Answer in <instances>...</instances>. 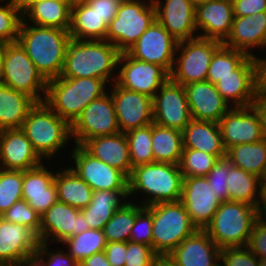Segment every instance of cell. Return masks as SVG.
I'll list each match as a JSON object with an SVG mask.
<instances>
[{
	"instance_id": "cb8c5ba5",
	"label": "cell",
	"mask_w": 266,
	"mask_h": 266,
	"mask_svg": "<svg viewBox=\"0 0 266 266\" xmlns=\"http://www.w3.org/2000/svg\"><path fill=\"white\" fill-rule=\"evenodd\" d=\"M220 250L205 230H196L165 258L174 266H219Z\"/></svg>"
},
{
	"instance_id": "5bb4252c",
	"label": "cell",
	"mask_w": 266,
	"mask_h": 266,
	"mask_svg": "<svg viewBox=\"0 0 266 266\" xmlns=\"http://www.w3.org/2000/svg\"><path fill=\"white\" fill-rule=\"evenodd\" d=\"M118 68L115 81L118 86L151 98L169 79L161 66L134 59L127 52L120 54Z\"/></svg>"
},
{
	"instance_id": "a7ac6f4b",
	"label": "cell",
	"mask_w": 266,
	"mask_h": 266,
	"mask_svg": "<svg viewBox=\"0 0 266 266\" xmlns=\"http://www.w3.org/2000/svg\"><path fill=\"white\" fill-rule=\"evenodd\" d=\"M259 266H266V259H259Z\"/></svg>"
},
{
	"instance_id": "f35d334b",
	"label": "cell",
	"mask_w": 266,
	"mask_h": 266,
	"mask_svg": "<svg viewBox=\"0 0 266 266\" xmlns=\"http://www.w3.org/2000/svg\"><path fill=\"white\" fill-rule=\"evenodd\" d=\"M133 198L118 208L113 217L105 224L102 231L107 242H128L136 215L145 207ZM135 203V204H134Z\"/></svg>"
},
{
	"instance_id": "83f0119b",
	"label": "cell",
	"mask_w": 266,
	"mask_h": 266,
	"mask_svg": "<svg viewBox=\"0 0 266 266\" xmlns=\"http://www.w3.org/2000/svg\"><path fill=\"white\" fill-rule=\"evenodd\" d=\"M55 173L44 162L23 171L22 199L40 215L58 201Z\"/></svg>"
},
{
	"instance_id": "03108f58",
	"label": "cell",
	"mask_w": 266,
	"mask_h": 266,
	"mask_svg": "<svg viewBox=\"0 0 266 266\" xmlns=\"http://www.w3.org/2000/svg\"><path fill=\"white\" fill-rule=\"evenodd\" d=\"M261 216L266 220V208H260Z\"/></svg>"
},
{
	"instance_id": "db71d44e",
	"label": "cell",
	"mask_w": 266,
	"mask_h": 266,
	"mask_svg": "<svg viewBox=\"0 0 266 266\" xmlns=\"http://www.w3.org/2000/svg\"><path fill=\"white\" fill-rule=\"evenodd\" d=\"M108 26L116 16L122 0H84Z\"/></svg>"
},
{
	"instance_id": "7bdbcfd3",
	"label": "cell",
	"mask_w": 266,
	"mask_h": 266,
	"mask_svg": "<svg viewBox=\"0 0 266 266\" xmlns=\"http://www.w3.org/2000/svg\"><path fill=\"white\" fill-rule=\"evenodd\" d=\"M21 21L20 1L0 0V43L17 42Z\"/></svg>"
},
{
	"instance_id": "277c9868",
	"label": "cell",
	"mask_w": 266,
	"mask_h": 266,
	"mask_svg": "<svg viewBox=\"0 0 266 266\" xmlns=\"http://www.w3.org/2000/svg\"><path fill=\"white\" fill-rule=\"evenodd\" d=\"M104 80L91 77H57L47 82L44 102L70 125L92 101L108 92Z\"/></svg>"
},
{
	"instance_id": "60d3db41",
	"label": "cell",
	"mask_w": 266,
	"mask_h": 266,
	"mask_svg": "<svg viewBox=\"0 0 266 266\" xmlns=\"http://www.w3.org/2000/svg\"><path fill=\"white\" fill-rule=\"evenodd\" d=\"M248 57L246 53L228 48L222 44L213 54L208 69L207 81L216 84L218 78L234 75V71Z\"/></svg>"
},
{
	"instance_id": "ab89813d",
	"label": "cell",
	"mask_w": 266,
	"mask_h": 266,
	"mask_svg": "<svg viewBox=\"0 0 266 266\" xmlns=\"http://www.w3.org/2000/svg\"><path fill=\"white\" fill-rule=\"evenodd\" d=\"M102 230L89 229L66 239L62 245H67V252L80 264L87 257L104 251L107 245Z\"/></svg>"
},
{
	"instance_id": "ffe728a7",
	"label": "cell",
	"mask_w": 266,
	"mask_h": 266,
	"mask_svg": "<svg viewBox=\"0 0 266 266\" xmlns=\"http://www.w3.org/2000/svg\"><path fill=\"white\" fill-rule=\"evenodd\" d=\"M180 201L198 230L210 224L221 203L205 176L184 177Z\"/></svg>"
},
{
	"instance_id": "8fae6325",
	"label": "cell",
	"mask_w": 266,
	"mask_h": 266,
	"mask_svg": "<svg viewBox=\"0 0 266 266\" xmlns=\"http://www.w3.org/2000/svg\"><path fill=\"white\" fill-rule=\"evenodd\" d=\"M225 149L243 143H256L266 138V119L257 103L233 107L218 122Z\"/></svg>"
},
{
	"instance_id": "f546056e",
	"label": "cell",
	"mask_w": 266,
	"mask_h": 266,
	"mask_svg": "<svg viewBox=\"0 0 266 266\" xmlns=\"http://www.w3.org/2000/svg\"><path fill=\"white\" fill-rule=\"evenodd\" d=\"M22 6V20L41 27H55L69 30L71 6L75 2L56 0H19Z\"/></svg>"
},
{
	"instance_id": "6da1fadb",
	"label": "cell",
	"mask_w": 266,
	"mask_h": 266,
	"mask_svg": "<svg viewBox=\"0 0 266 266\" xmlns=\"http://www.w3.org/2000/svg\"><path fill=\"white\" fill-rule=\"evenodd\" d=\"M120 54L121 52L106 40L71 39L60 77H91L113 84L117 78Z\"/></svg>"
},
{
	"instance_id": "e575fe53",
	"label": "cell",
	"mask_w": 266,
	"mask_h": 266,
	"mask_svg": "<svg viewBox=\"0 0 266 266\" xmlns=\"http://www.w3.org/2000/svg\"><path fill=\"white\" fill-rule=\"evenodd\" d=\"M59 170H56L54 179L58 201L77 209L87 207L91 202L93 189L70 166Z\"/></svg>"
},
{
	"instance_id": "b9f144b4",
	"label": "cell",
	"mask_w": 266,
	"mask_h": 266,
	"mask_svg": "<svg viewBox=\"0 0 266 266\" xmlns=\"http://www.w3.org/2000/svg\"><path fill=\"white\" fill-rule=\"evenodd\" d=\"M132 168L154 162L152 124L125 132Z\"/></svg>"
},
{
	"instance_id": "5b68a950",
	"label": "cell",
	"mask_w": 266,
	"mask_h": 266,
	"mask_svg": "<svg viewBox=\"0 0 266 266\" xmlns=\"http://www.w3.org/2000/svg\"><path fill=\"white\" fill-rule=\"evenodd\" d=\"M21 129L43 161L55 159L58 151L72 141L71 125L44 101L36 102L30 108Z\"/></svg>"
},
{
	"instance_id": "836d02e7",
	"label": "cell",
	"mask_w": 266,
	"mask_h": 266,
	"mask_svg": "<svg viewBox=\"0 0 266 266\" xmlns=\"http://www.w3.org/2000/svg\"><path fill=\"white\" fill-rule=\"evenodd\" d=\"M35 103L30 96L0 83V131L20 129Z\"/></svg>"
},
{
	"instance_id": "6125c7cd",
	"label": "cell",
	"mask_w": 266,
	"mask_h": 266,
	"mask_svg": "<svg viewBox=\"0 0 266 266\" xmlns=\"http://www.w3.org/2000/svg\"><path fill=\"white\" fill-rule=\"evenodd\" d=\"M260 208H266V176L262 179V200Z\"/></svg>"
},
{
	"instance_id": "8992f818",
	"label": "cell",
	"mask_w": 266,
	"mask_h": 266,
	"mask_svg": "<svg viewBox=\"0 0 266 266\" xmlns=\"http://www.w3.org/2000/svg\"><path fill=\"white\" fill-rule=\"evenodd\" d=\"M261 211L252 205L236 202H221L210 224L204 229L221 248L245 247Z\"/></svg>"
},
{
	"instance_id": "bcb514c9",
	"label": "cell",
	"mask_w": 266,
	"mask_h": 266,
	"mask_svg": "<svg viewBox=\"0 0 266 266\" xmlns=\"http://www.w3.org/2000/svg\"><path fill=\"white\" fill-rule=\"evenodd\" d=\"M1 217L10 223L29 227L38 235L40 241L41 215L27 201H17Z\"/></svg>"
},
{
	"instance_id": "9a60e30c",
	"label": "cell",
	"mask_w": 266,
	"mask_h": 266,
	"mask_svg": "<svg viewBox=\"0 0 266 266\" xmlns=\"http://www.w3.org/2000/svg\"><path fill=\"white\" fill-rule=\"evenodd\" d=\"M215 86L231 108L257 104L259 100L257 58L249 56L234 71V75L218 78Z\"/></svg>"
},
{
	"instance_id": "ac0fdd59",
	"label": "cell",
	"mask_w": 266,
	"mask_h": 266,
	"mask_svg": "<svg viewBox=\"0 0 266 266\" xmlns=\"http://www.w3.org/2000/svg\"><path fill=\"white\" fill-rule=\"evenodd\" d=\"M89 229L80 209L57 201L41 215L40 242L62 244L69 237Z\"/></svg>"
},
{
	"instance_id": "d590c367",
	"label": "cell",
	"mask_w": 266,
	"mask_h": 266,
	"mask_svg": "<svg viewBox=\"0 0 266 266\" xmlns=\"http://www.w3.org/2000/svg\"><path fill=\"white\" fill-rule=\"evenodd\" d=\"M229 201L246 203L260 210L262 179L233 166L228 173Z\"/></svg>"
},
{
	"instance_id": "52a82bcc",
	"label": "cell",
	"mask_w": 266,
	"mask_h": 266,
	"mask_svg": "<svg viewBox=\"0 0 266 266\" xmlns=\"http://www.w3.org/2000/svg\"><path fill=\"white\" fill-rule=\"evenodd\" d=\"M146 207L152 212V249L161 258L198 230L181 201L160 202Z\"/></svg>"
},
{
	"instance_id": "8d00e7d4",
	"label": "cell",
	"mask_w": 266,
	"mask_h": 266,
	"mask_svg": "<svg viewBox=\"0 0 266 266\" xmlns=\"http://www.w3.org/2000/svg\"><path fill=\"white\" fill-rule=\"evenodd\" d=\"M233 166L263 179L266 176V138L256 143L233 145L226 150Z\"/></svg>"
},
{
	"instance_id": "603a6c76",
	"label": "cell",
	"mask_w": 266,
	"mask_h": 266,
	"mask_svg": "<svg viewBox=\"0 0 266 266\" xmlns=\"http://www.w3.org/2000/svg\"><path fill=\"white\" fill-rule=\"evenodd\" d=\"M39 243L38 235L29 227L10 223L0 216V266H13L35 254Z\"/></svg>"
},
{
	"instance_id": "7dc6e473",
	"label": "cell",
	"mask_w": 266,
	"mask_h": 266,
	"mask_svg": "<svg viewBox=\"0 0 266 266\" xmlns=\"http://www.w3.org/2000/svg\"><path fill=\"white\" fill-rule=\"evenodd\" d=\"M233 167V164L227 159V157L218 159L211 171L205 176L208 184L211 185L216 196L221 202L229 201L228 190V173Z\"/></svg>"
},
{
	"instance_id": "7c38bea8",
	"label": "cell",
	"mask_w": 266,
	"mask_h": 266,
	"mask_svg": "<svg viewBox=\"0 0 266 266\" xmlns=\"http://www.w3.org/2000/svg\"><path fill=\"white\" fill-rule=\"evenodd\" d=\"M119 132L115 105L108 92L90 102L71 124L73 145L82 146L91 138Z\"/></svg>"
},
{
	"instance_id": "d6986e66",
	"label": "cell",
	"mask_w": 266,
	"mask_h": 266,
	"mask_svg": "<svg viewBox=\"0 0 266 266\" xmlns=\"http://www.w3.org/2000/svg\"><path fill=\"white\" fill-rule=\"evenodd\" d=\"M108 87L115 105L120 132L125 133L153 123V98L122 88L115 82Z\"/></svg>"
},
{
	"instance_id": "680465c9",
	"label": "cell",
	"mask_w": 266,
	"mask_h": 266,
	"mask_svg": "<svg viewBox=\"0 0 266 266\" xmlns=\"http://www.w3.org/2000/svg\"><path fill=\"white\" fill-rule=\"evenodd\" d=\"M258 61V78H259V90H266V56L257 57Z\"/></svg>"
},
{
	"instance_id": "484cf974",
	"label": "cell",
	"mask_w": 266,
	"mask_h": 266,
	"mask_svg": "<svg viewBox=\"0 0 266 266\" xmlns=\"http://www.w3.org/2000/svg\"><path fill=\"white\" fill-rule=\"evenodd\" d=\"M189 104L191 117L194 120L218 123L231 109L223 99L215 84L201 81L192 82L184 86Z\"/></svg>"
},
{
	"instance_id": "ee69618b",
	"label": "cell",
	"mask_w": 266,
	"mask_h": 266,
	"mask_svg": "<svg viewBox=\"0 0 266 266\" xmlns=\"http://www.w3.org/2000/svg\"><path fill=\"white\" fill-rule=\"evenodd\" d=\"M22 170L0 169V216L22 200Z\"/></svg>"
},
{
	"instance_id": "f907efd6",
	"label": "cell",
	"mask_w": 266,
	"mask_h": 266,
	"mask_svg": "<svg viewBox=\"0 0 266 266\" xmlns=\"http://www.w3.org/2000/svg\"><path fill=\"white\" fill-rule=\"evenodd\" d=\"M152 212L145 206L137 215L129 241L143 243L152 247Z\"/></svg>"
},
{
	"instance_id": "4fadbf2b",
	"label": "cell",
	"mask_w": 266,
	"mask_h": 266,
	"mask_svg": "<svg viewBox=\"0 0 266 266\" xmlns=\"http://www.w3.org/2000/svg\"><path fill=\"white\" fill-rule=\"evenodd\" d=\"M70 167L93 191L128 190V177L116 168L93 157L82 146L74 145L70 151Z\"/></svg>"
},
{
	"instance_id": "7a4b0ae2",
	"label": "cell",
	"mask_w": 266,
	"mask_h": 266,
	"mask_svg": "<svg viewBox=\"0 0 266 266\" xmlns=\"http://www.w3.org/2000/svg\"><path fill=\"white\" fill-rule=\"evenodd\" d=\"M70 40L69 30L36 26L23 20L17 38V42L47 81L60 77Z\"/></svg>"
},
{
	"instance_id": "74e56055",
	"label": "cell",
	"mask_w": 266,
	"mask_h": 266,
	"mask_svg": "<svg viewBox=\"0 0 266 266\" xmlns=\"http://www.w3.org/2000/svg\"><path fill=\"white\" fill-rule=\"evenodd\" d=\"M154 162L179 165L183 153V135L180 130L152 123Z\"/></svg>"
},
{
	"instance_id": "c3c4849f",
	"label": "cell",
	"mask_w": 266,
	"mask_h": 266,
	"mask_svg": "<svg viewBox=\"0 0 266 266\" xmlns=\"http://www.w3.org/2000/svg\"><path fill=\"white\" fill-rule=\"evenodd\" d=\"M161 257L143 243L128 241L125 266H155Z\"/></svg>"
},
{
	"instance_id": "44dd1931",
	"label": "cell",
	"mask_w": 266,
	"mask_h": 266,
	"mask_svg": "<svg viewBox=\"0 0 266 266\" xmlns=\"http://www.w3.org/2000/svg\"><path fill=\"white\" fill-rule=\"evenodd\" d=\"M156 20L178 42L198 37L195 4L191 0H152Z\"/></svg>"
},
{
	"instance_id": "f6af8a7d",
	"label": "cell",
	"mask_w": 266,
	"mask_h": 266,
	"mask_svg": "<svg viewBox=\"0 0 266 266\" xmlns=\"http://www.w3.org/2000/svg\"><path fill=\"white\" fill-rule=\"evenodd\" d=\"M218 158L196 149H183L179 163L183 177L206 176L214 167Z\"/></svg>"
},
{
	"instance_id": "3957f363",
	"label": "cell",
	"mask_w": 266,
	"mask_h": 266,
	"mask_svg": "<svg viewBox=\"0 0 266 266\" xmlns=\"http://www.w3.org/2000/svg\"><path fill=\"white\" fill-rule=\"evenodd\" d=\"M183 179L179 165L153 162L135 166L128 178L129 198L141 194L142 206L180 201Z\"/></svg>"
},
{
	"instance_id": "9f6ffc18",
	"label": "cell",
	"mask_w": 266,
	"mask_h": 266,
	"mask_svg": "<svg viewBox=\"0 0 266 266\" xmlns=\"http://www.w3.org/2000/svg\"><path fill=\"white\" fill-rule=\"evenodd\" d=\"M104 252L111 266H125L127 242H108Z\"/></svg>"
},
{
	"instance_id": "11a10c76",
	"label": "cell",
	"mask_w": 266,
	"mask_h": 266,
	"mask_svg": "<svg viewBox=\"0 0 266 266\" xmlns=\"http://www.w3.org/2000/svg\"><path fill=\"white\" fill-rule=\"evenodd\" d=\"M234 16H249L266 11V0H232Z\"/></svg>"
},
{
	"instance_id": "003e7915",
	"label": "cell",
	"mask_w": 266,
	"mask_h": 266,
	"mask_svg": "<svg viewBox=\"0 0 266 266\" xmlns=\"http://www.w3.org/2000/svg\"><path fill=\"white\" fill-rule=\"evenodd\" d=\"M195 5H198L203 2H207L208 0H191Z\"/></svg>"
},
{
	"instance_id": "681fc988",
	"label": "cell",
	"mask_w": 266,
	"mask_h": 266,
	"mask_svg": "<svg viewBox=\"0 0 266 266\" xmlns=\"http://www.w3.org/2000/svg\"><path fill=\"white\" fill-rule=\"evenodd\" d=\"M219 266H259V258L245 247H225L220 250Z\"/></svg>"
},
{
	"instance_id": "89a4df30",
	"label": "cell",
	"mask_w": 266,
	"mask_h": 266,
	"mask_svg": "<svg viewBox=\"0 0 266 266\" xmlns=\"http://www.w3.org/2000/svg\"><path fill=\"white\" fill-rule=\"evenodd\" d=\"M56 1H62V2H75L76 0H56Z\"/></svg>"
},
{
	"instance_id": "7402d4cb",
	"label": "cell",
	"mask_w": 266,
	"mask_h": 266,
	"mask_svg": "<svg viewBox=\"0 0 266 266\" xmlns=\"http://www.w3.org/2000/svg\"><path fill=\"white\" fill-rule=\"evenodd\" d=\"M234 17L232 0H208L196 5L198 36L223 43L230 35Z\"/></svg>"
},
{
	"instance_id": "9c48e42d",
	"label": "cell",
	"mask_w": 266,
	"mask_h": 266,
	"mask_svg": "<svg viewBox=\"0 0 266 266\" xmlns=\"http://www.w3.org/2000/svg\"><path fill=\"white\" fill-rule=\"evenodd\" d=\"M221 41L195 37L179 41L169 78L180 85L207 80L213 54Z\"/></svg>"
},
{
	"instance_id": "ba28073f",
	"label": "cell",
	"mask_w": 266,
	"mask_h": 266,
	"mask_svg": "<svg viewBox=\"0 0 266 266\" xmlns=\"http://www.w3.org/2000/svg\"><path fill=\"white\" fill-rule=\"evenodd\" d=\"M155 20L152 0H122L116 16L108 25L106 41L121 53L127 52Z\"/></svg>"
},
{
	"instance_id": "e0dca14e",
	"label": "cell",
	"mask_w": 266,
	"mask_h": 266,
	"mask_svg": "<svg viewBox=\"0 0 266 266\" xmlns=\"http://www.w3.org/2000/svg\"><path fill=\"white\" fill-rule=\"evenodd\" d=\"M178 41L155 20L127 51L134 59L161 66L168 74L174 64Z\"/></svg>"
},
{
	"instance_id": "be15d7a7",
	"label": "cell",
	"mask_w": 266,
	"mask_h": 266,
	"mask_svg": "<svg viewBox=\"0 0 266 266\" xmlns=\"http://www.w3.org/2000/svg\"><path fill=\"white\" fill-rule=\"evenodd\" d=\"M4 43H0V83L3 78Z\"/></svg>"
},
{
	"instance_id": "816d5d0a",
	"label": "cell",
	"mask_w": 266,
	"mask_h": 266,
	"mask_svg": "<svg viewBox=\"0 0 266 266\" xmlns=\"http://www.w3.org/2000/svg\"><path fill=\"white\" fill-rule=\"evenodd\" d=\"M49 243L40 242L35 255L44 263L45 266H79V263L67 252L61 248L51 251Z\"/></svg>"
},
{
	"instance_id": "30bf717a",
	"label": "cell",
	"mask_w": 266,
	"mask_h": 266,
	"mask_svg": "<svg viewBox=\"0 0 266 266\" xmlns=\"http://www.w3.org/2000/svg\"><path fill=\"white\" fill-rule=\"evenodd\" d=\"M47 82L18 42L4 43L2 84L42 102Z\"/></svg>"
},
{
	"instance_id": "6f0895ef",
	"label": "cell",
	"mask_w": 266,
	"mask_h": 266,
	"mask_svg": "<svg viewBox=\"0 0 266 266\" xmlns=\"http://www.w3.org/2000/svg\"><path fill=\"white\" fill-rule=\"evenodd\" d=\"M79 266H111V264L108 262L105 252L101 251L87 257Z\"/></svg>"
},
{
	"instance_id": "f1b7e54d",
	"label": "cell",
	"mask_w": 266,
	"mask_h": 266,
	"mask_svg": "<svg viewBox=\"0 0 266 266\" xmlns=\"http://www.w3.org/2000/svg\"><path fill=\"white\" fill-rule=\"evenodd\" d=\"M82 147L93 157L130 177L133 168L125 133L94 137L87 140Z\"/></svg>"
},
{
	"instance_id": "91938a15",
	"label": "cell",
	"mask_w": 266,
	"mask_h": 266,
	"mask_svg": "<svg viewBox=\"0 0 266 266\" xmlns=\"http://www.w3.org/2000/svg\"><path fill=\"white\" fill-rule=\"evenodd\" d=\"M13 266H45L44 263L35 255H30L15 263Z\"/></svg>"
},
{
	"instance_id": "1f68e13d",
	"label": "cell",
	"mask_w": 266,
	"mask_h": 266,
	"mask_svg": "<svg viewBox=\"0 0 266 266\" xmlns=\"http://www.w3.org/2000/svg\"><path fill=\"white\" fill-rule=\"evenodd\" d=\"M127 201H129L128 190L93 191L90 204L80 209V211L86 218L90 229L102 230L116 210L121 208Z\"/></svg>"
},
{
	"instance_id": "d4e9b609",
	"label": "cell",
	"mask_w": 266,
	"mask_h": 266,
	"mask_svg": "<svg viewBox=\"0 0 266 266\" xmlns=\"http://www.w3.org/2000/svg\"><path fill=\"white\" fill-rule=\"evenodd\" d=\"M42 163L21 128L0 131V169L26 171Z\"/></svg>"
},
{
	"instance_id": "2e32d148",
	"label": "cell",
	"mask_w": 266,
	"mask_h": 266,
	"mask_svg": "<svg viewBox=\"0 0 266 266\" xmlns=\"http://www.w3.org/2000/svg\"><path fill=\"white\" fill-rule=\"evenodd\" d=\"M191 120L184 86L169 78L153 97V122L182 132Z\"/></svg>"
},
{
	"instance_id": "4316f807",
	"label": "cell",
	"mask_w": 266,
	"mask_h": 266,
	"mask_svg": "<svg viewBox=\"0 0 266 266\" xmlns=\"http://www.w3.org/2000/svg\"><path fill=\"white\" fill-rule=\"evenodd\" d=\"M222 44L257 58L258 55L252 49H261L258 51L262 52L266 50V11L249 16H235L230 35Z\"/></svg>"
},
{
	"instance_id": "d6a6232c",
	"label": "cell",
	"mask_w": 266,
	"mask_h": 266,
	"mask_svg": "<svg viewBox=\"0 0 266 266\" xmlns=\"http://www.w3.org/2000/svg\"><path fill=\"white\" fill-rule=\"evenodd\" d=\"M107 29L104 19L100 18L84 0H76L71 6V39L106 40Z\"/></svg>"
},
{
	"instance_id": "4dcf8cb0",
	"label": "cell",
	"mask_w": 266,
	"mask_h": 266,
	"mask_svg": "<svg viewBox=\"0 0 266 266\" xmlns=\"http://www.w3.org/2000/svg\"><path fill=\"white\" fill-rule=\"evenodd\" d=\"M183 149H196L216 156L226 157L218 123L192 119L182 131Z\"/></svg>"
},
{
	"instance_id": "f5cc1de1",
	"label": "cell",
	"mask_w": 266,
	"mask_h": 266,
	"mask_svg": "<svg viewBox=\"0 0 266 266\" xmlns=\"http://www.w3.org/2000/svg\"><path fill=\"white\" fill-rule=\"evenodd\" d=\"M247 247L259 259H266V220L261 215L254 223Z\"/></svg>"
},
{
	"instance_id": "e7e4bbea",
	"label": "cell",
	"mask_w": 266,
	"mask_h": 266,
	"mask_svg": "<svg viewBox=\"0 0 266 266\" xmlns=\"http://www.w3.org/2000/svg\"><path fill=\"white\" fill-rule=\"evenodd\" d=\"M155 266H174V265L166 258H160Z\"/></svg>"
},
{
	"instance_id": "94428289",
	"label": "cell",
	"mask_w": 266,
	"mask_h": 266,
	"mask_svg": "<svg viewBox=\"0 0 266 266\" xmlns=\"http://www.w3.org/2000/svg\"><path fill=\"white\" fill-rule=\"evenodd\" d=\"M258 104L262 108L266 119V90H259Z\"/></svg>"
}]
</instances>
